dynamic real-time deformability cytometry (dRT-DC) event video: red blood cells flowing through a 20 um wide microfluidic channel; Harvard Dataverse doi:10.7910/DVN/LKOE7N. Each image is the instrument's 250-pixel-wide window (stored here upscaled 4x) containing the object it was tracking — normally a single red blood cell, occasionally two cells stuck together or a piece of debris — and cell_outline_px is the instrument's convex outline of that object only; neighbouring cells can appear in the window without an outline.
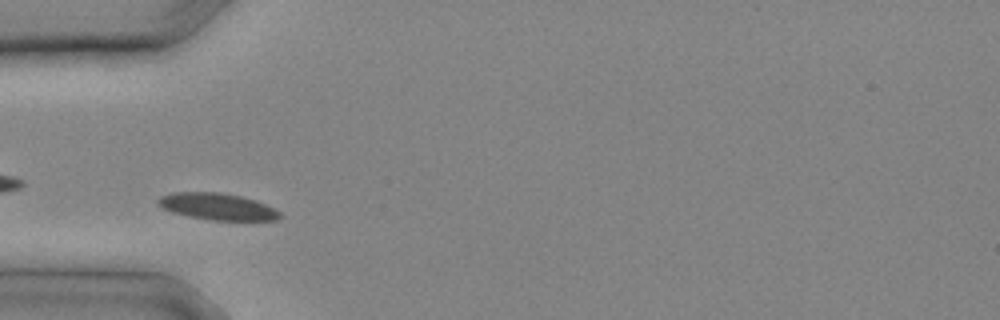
{"species": "common noctule bat (a hibernating species)", "species_latin": "Nyctalus noctula", "temperature_condition": "cold", "stored_images_in_passage": 11, "camera_frame_rate_fps": 3000, "um_per_image_px": 0.085, "animal": {"sex": "male", "body_mass_g": 20.4}, "frame": {"image": 1, "passage_image": 8, "time_ms": 2.333, "image_size_px": [1000, 320], "cell_outline_px": [[284, 216], [276, 220], [212, 220], [188, 216], [172, 212], [156, 204], [156, 200], [160, 196], [172, 192], [220, 192], [240, 196], [256, 200], [280, 212]], "centroid_in_image_um": [18.45, 17.55], "position_along_channel_um": 66.5, "area_um2": 18.96}}